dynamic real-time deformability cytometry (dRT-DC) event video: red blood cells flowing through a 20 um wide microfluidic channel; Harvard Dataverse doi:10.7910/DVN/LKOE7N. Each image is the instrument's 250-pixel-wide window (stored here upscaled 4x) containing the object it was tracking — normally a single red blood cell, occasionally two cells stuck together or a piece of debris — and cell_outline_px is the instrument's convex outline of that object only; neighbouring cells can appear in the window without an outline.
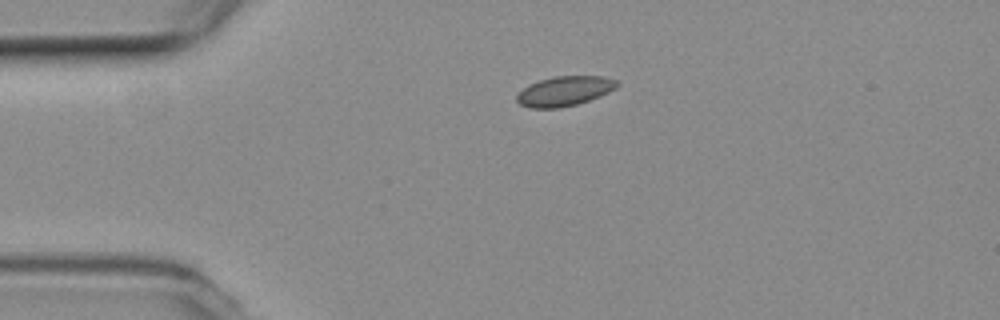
{"species": "common noctule bat (a hibernating species)", "species_latin": "Nyctalus noctula", "temperature_condition": "room temperature", "stored_images_in_passage": 43, "camera_frame_rate_fps": 3000, "um_per_image_px": 0.085, "animal": {"sex": "female", "body_mass_g": 19.3, "forearm_length_mm": 54.1}, "frame": {"image": 1, "passage_image": 1, "time_ms": 0.0, "image_size_px": [1000, 320], "cell_outline_px": [[620, 84], [616, 88], [600, 96], [576, 104], [556, 108], [532, 108], [520, 104], [516, 100], [516, 96], [528, 84], [540, 80], [556, 76], [604, 76], [616, 80]], "centroid_in_image_um": [47.99, 7.73], "position_along_channel_um": 37.0, "area_um2": 17.22}}
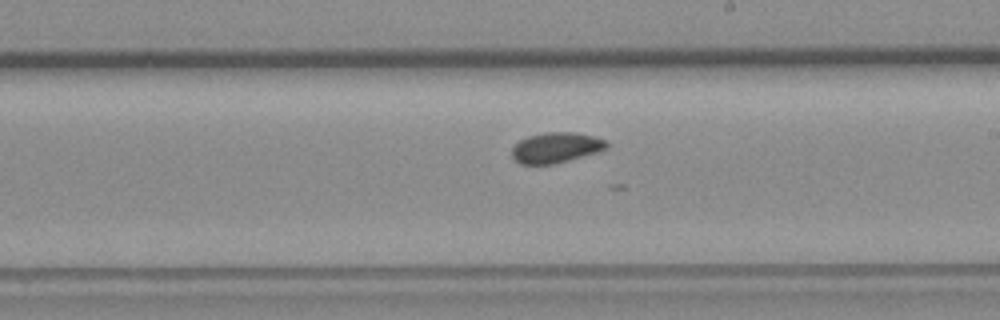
{"frame": {"image": 2, "passage_image": 20, "time_ms": 6.333, "image_size_px": [1000, 320], "cell_outline_px": [[608, 148], [600, 152], [552, 164], [520, 164], [512, 156], [512, 148], [520, 140], [528, 136], [544, 132], [576, 132], [608, 140]], "centroid_in_image_um": [47.3, 12.54], "position_along_channel_um": 241.7, "area_um2": 16.88}}
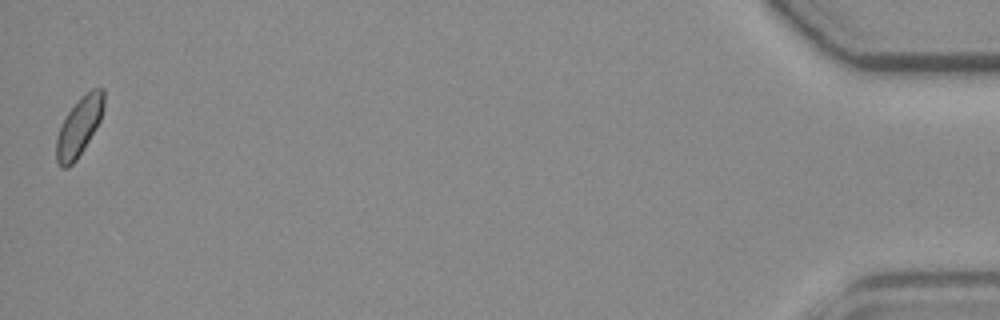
{"frame": {"image": 3, "passage_image": 43, "time_ms": 14.0, "image_size_px": [1000, 320], "cell_outline_px": [[104, 108], [100, 120], [96, 128], [76, 160], [68, 168], [60, 168], [56, 160], [56, 136], [68, 112], [92, 88], [104, 88]], "centroid_in_image_um": [6.72, 10.81], "position_along_channel_um": 428.5, "area_um2": 15.9}}